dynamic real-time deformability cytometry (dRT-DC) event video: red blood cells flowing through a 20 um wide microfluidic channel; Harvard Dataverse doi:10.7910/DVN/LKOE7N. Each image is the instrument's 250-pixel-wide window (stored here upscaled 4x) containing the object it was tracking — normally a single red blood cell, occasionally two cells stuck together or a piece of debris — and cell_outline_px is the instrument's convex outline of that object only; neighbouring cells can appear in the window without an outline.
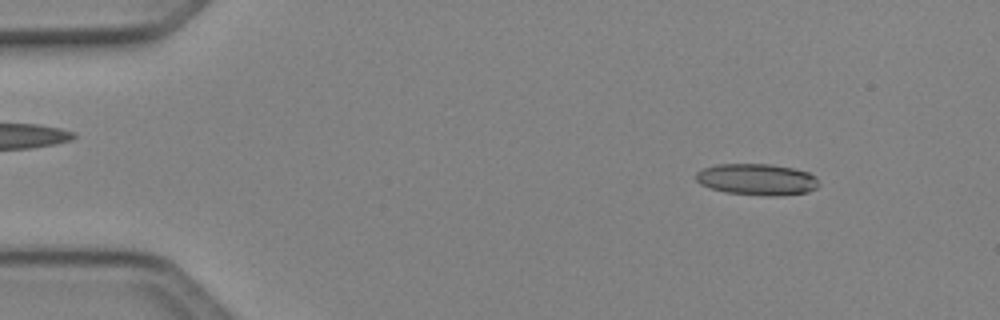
{"species": "Egyptian fruit bat (a non-hibernating species)", "species_latin": "Rousettus aegyptiacus", "temperature_condition": "cold", "stored_images_in_passage": 49, "camera_frame_rate_fps": 3000, "um_per_image_px": 0.085, "animal": {"sex": "female"}, "frame": {"image": 1, "passage_image": 6, "time_ms": 1.667, "image_size_px": [1000, 320], "cell_outline_px": [[820, 184], [816, 188], [808, 192], [780, 196], [764, 196], [724, 192], [700, 184], [696, 180], [696, 172], [704, 168], [716, 164], [772, 164], [792, 168], [808, 172], [816, 176]], "centroid_in_image_um": [64.36, 15.26], "position_along_channel_um": 20.6, "area_um2": 22.72}}
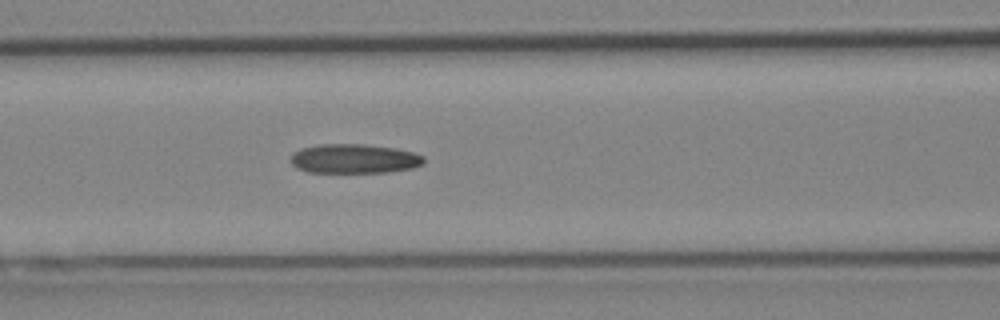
{"frame": {"image": 2, "passage_image": 21, "time_ms": 6.667, "image_size_px": [1000, 320], "cell_outline_px": [[424, 164], [412, 168], [388, 172], [308, 172], [296, 168], [292, 164], [292, 156], [300, 148], [320, 144], [364, 144], [396, 148], [412, 152], [424, 156]], "centroid_in_image_um": [30.13, 13.49], "position_along_channel_um": 136.5, "area_um2": 22.72}}
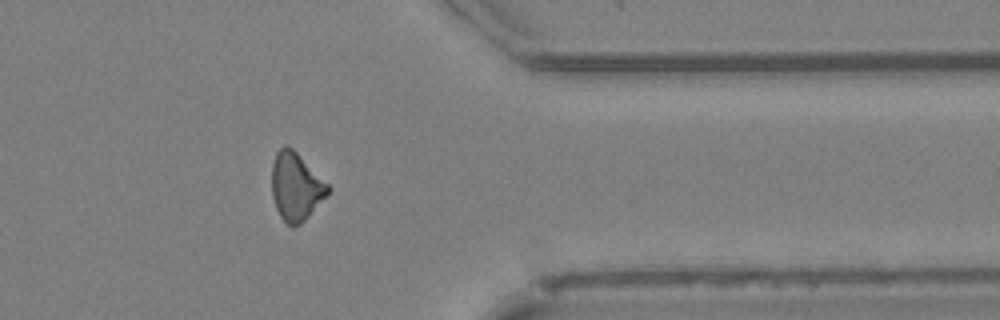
{"frame": {"image": 3, "passage_image": 40, "time_ms": 13.0, "image_size_px": [1000, 320], "cell_outline_px": [[332, 188], [308, 216], [300, 224], [292, 228], [280, 216], [276, 208], [272, 196], [272, 164], [276, 152], [284, 144], [292, 148]], "centroid_in_image_um": [25.13, 15.86], "position_along_channel_um": 386.3, "area_um2": 21.91}, "authors_computed_cell_mechanics": {"area_um2": 22.3686, "velocity_mm_per_s": 4.145, "shape_relaxation_time_tau1_ms": null, "shape_relaxation_time_tau2_ms": 10.1534, "deformation_change_tau1": null, "deformation_change_tau2": 0.2443}}